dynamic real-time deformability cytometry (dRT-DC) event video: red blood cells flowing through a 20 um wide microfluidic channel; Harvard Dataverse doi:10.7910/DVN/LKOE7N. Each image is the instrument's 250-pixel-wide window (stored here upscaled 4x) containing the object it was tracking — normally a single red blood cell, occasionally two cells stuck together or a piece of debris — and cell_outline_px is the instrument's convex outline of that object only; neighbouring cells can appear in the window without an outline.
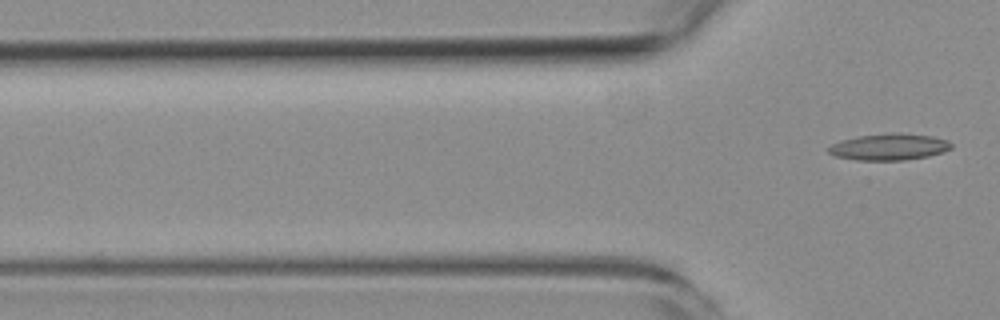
{"species": "common noctule bat (a hibernating species)", "species_latin": "Nyctalus noctula", "temperature_condition": "room temperature", "stored_images_in_passage": 2, "camera_frame_rate_fps": 3000, "um_per_image_px": 0.085, "animal": {"sex": "female", "body_mass_g": 19.3, "forearm_length_mm": 54.1}, "frame": {"image": 1, "passage_image": 2, "time_ms": 2.0, "image_size_px": [1000, 320], "cell_outline_px": [[952, 148], [928, 156], [904, 160], [856, 160], [836, 156], [828, 152], [824, 148], [840, 140], [856, 136], [892, 132], [900, 132], [932, 136], [948, 140], [952, 144]], "centroid_in_image_um": [75.53, 12.47], "position_along_channel_um": 50.3, "area_um2": 19.19}}